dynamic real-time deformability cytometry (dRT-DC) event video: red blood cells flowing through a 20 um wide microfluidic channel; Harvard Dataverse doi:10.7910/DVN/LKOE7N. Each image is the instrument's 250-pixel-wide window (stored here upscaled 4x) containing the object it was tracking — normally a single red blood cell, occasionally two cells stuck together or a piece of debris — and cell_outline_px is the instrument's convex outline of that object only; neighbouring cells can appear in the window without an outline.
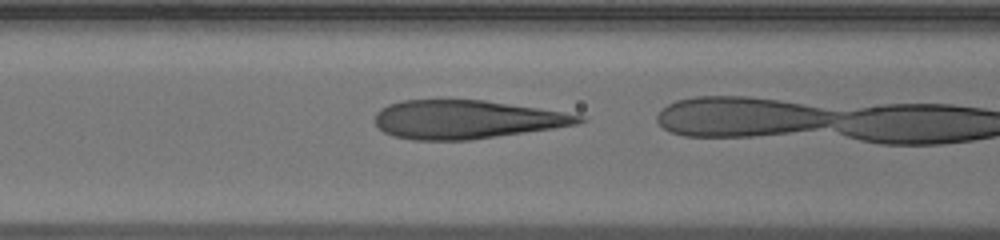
{"species": "human", "species_latin": "Homo sapiens", "temperature_condition": "warm", "stored_images_in_passage": 5, "camera_frame_rate_fps": 3000, "um_per_image_px": 0.085, "donor": {"sex": "male"}, "frame": {"image": 1, "passage_image": 4, "time_ms": 1.0, "image_size_px": [1000, 240], "cell_outline_px": [[588, 120], [576, 124], [552, 128], [468, 140], [412, 140], [392, 136], [384, 132], [376, 124], [376, 112], [380, 108], [388, 104], [404, 100], [484, 100], [564, 112], [584, 116]], "centroid_in_image_um": [39.6, 10.15], "position_along_channel_um": 127.0, "area_um2": 45.43}}